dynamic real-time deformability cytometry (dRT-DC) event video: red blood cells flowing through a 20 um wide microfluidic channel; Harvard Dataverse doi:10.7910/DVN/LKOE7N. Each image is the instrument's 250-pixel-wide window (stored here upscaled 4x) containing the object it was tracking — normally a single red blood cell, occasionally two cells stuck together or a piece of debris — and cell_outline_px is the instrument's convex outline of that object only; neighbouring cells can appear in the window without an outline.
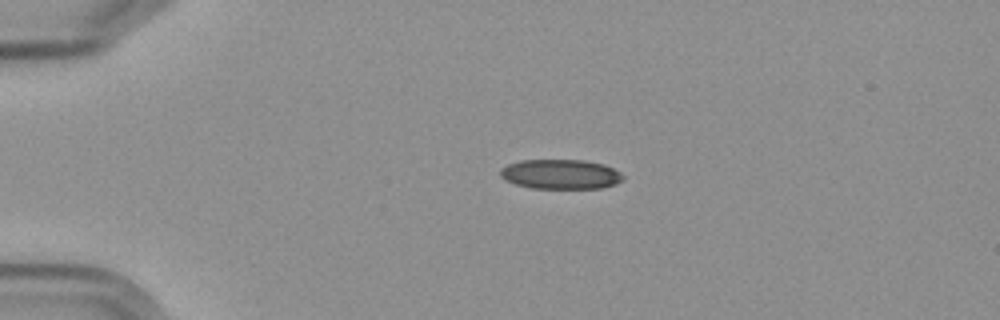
{"species": "Egyptian fruit bat (a non-hibernating species)", "species_latin": "Rousettus aegyptiacus", "temperature_condition": "cold", "stored_images_in_passage": 6, "camera_frame_rate_fps": 3000, "um_per_image_px": 0.085, "frame": {"image": 1, "passage_image": 3, "time_ms": 2.333, "image_size_px": [1000, 320], "cell_outline_px": [[624, 180], [616, 184], [600, 188], [532, 188], [516, 184], [500, 176], [500, 168], [508, 164], [520, 160], [584, 160], [604, 164], [620, 172], [624, 176]], "centroid_in_image_um": [47.67, 14.8], "position_along_channel_um": 37.3, "area_um2": 21.21}}
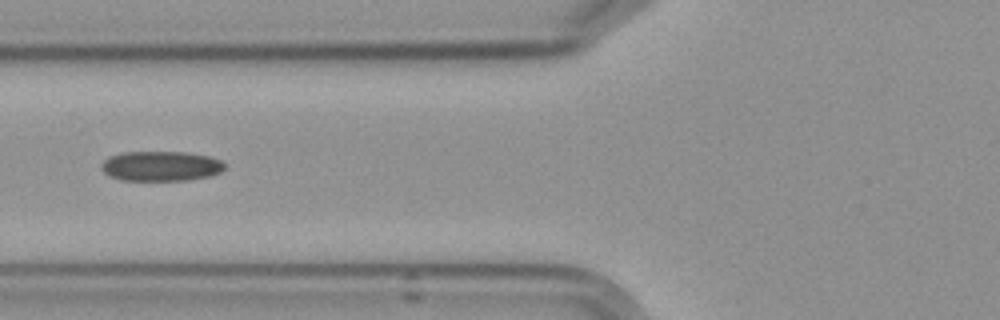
{"frame": {"image": 2, "passage_image": 6, "time_ms": 5.667, "image_size_px": [1000, 320], "cell_outline_px": [[224, 168], [220, 172], [208, 176], [184, 180], [120, 180], [108, 176], [100, 168], [100, 164], [108, 156], [124, 152], [184, 152], [208, 156], [220, 160], [224, 164]], "centroid_in_image_um": [13.6, 14.11], "position_along_channel_um": 112.2, "area_um2": 21.44}}